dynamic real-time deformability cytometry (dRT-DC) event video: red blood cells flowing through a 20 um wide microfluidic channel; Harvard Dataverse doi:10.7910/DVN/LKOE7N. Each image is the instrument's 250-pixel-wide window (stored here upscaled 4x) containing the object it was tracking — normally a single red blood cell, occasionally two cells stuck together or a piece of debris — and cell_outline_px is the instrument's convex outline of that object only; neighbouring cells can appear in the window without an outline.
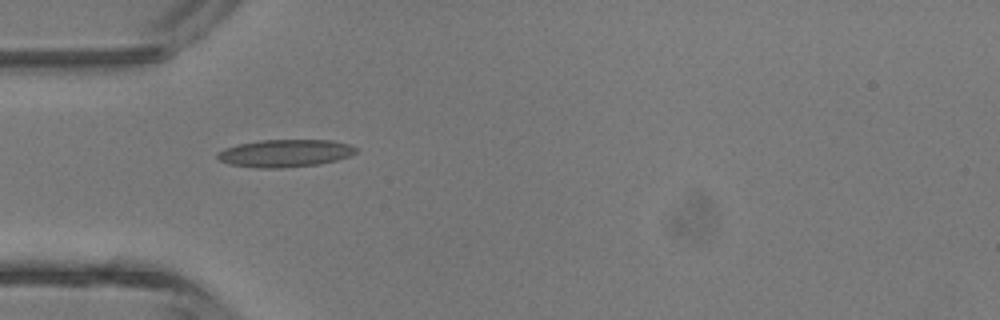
{"species": "common noctule bat (a hibernating species)", "species_latin": "Nyctalus noctula", "temperature_condition": "room temperature", "stored_images_in_passage": 4, "camera_frame_rate_fps": 3000, "um_per_image_px": 0.085, "animal": {"sex": "male", "body_mass_g": 13.3}, "frame": {"image": 1, "passage_image": 4, "time_ms": 3.333, "image_size_px": [1000, 320], "cell_outline_px": [[356, 152], [348, 156], [336, 160], [320, 164], [284, 168], [256, 168], [228, 164], [220, 160], [216, 156], [216, 152], [224, 148], [240, 144], [260, 140], [332, 140], [348, 144], [356, 148]], "centroid_in_image_um": [24.19, 13.03], "position_along_channel_um": 60.8, "area_um2": 22.25}}